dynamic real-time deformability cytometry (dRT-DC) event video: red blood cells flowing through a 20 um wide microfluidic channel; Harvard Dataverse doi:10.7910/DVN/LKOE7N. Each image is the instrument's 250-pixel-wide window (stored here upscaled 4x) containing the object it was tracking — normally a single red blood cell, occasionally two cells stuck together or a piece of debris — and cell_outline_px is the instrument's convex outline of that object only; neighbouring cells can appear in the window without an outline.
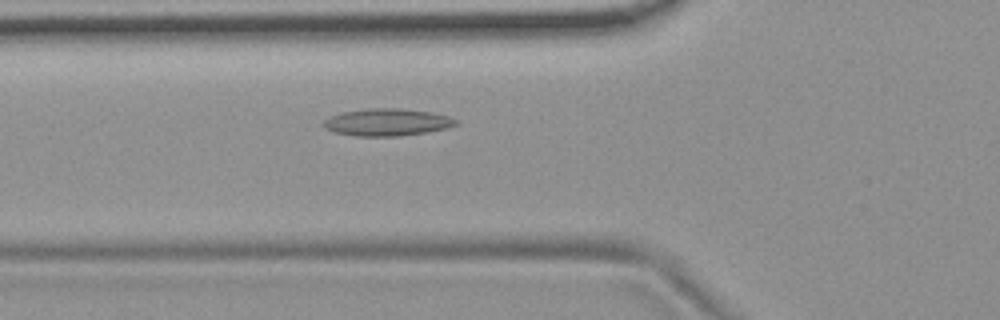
{"species": "common noctule bat (a hibernating species)", "species_latin": "Nyctalus noctula", "temperature_condition": "room temperature", "stored_images_in_passage": 38, "camera_frame_rate_fps": 3000, "um_per_image_px": 0.085, "animal": {"sex": "female", "body_mass_g": 19.9}, "frame": {"image": 1, "passage_image": 3, "time_ms": 0.667, "image_size_px": [1000, 320], "cell_outline_px": [[456, 124], [448, 128], [424, 132], [396, 136], [356, 136], [336, 132], [324, 128], [324, 120], [332, 116], [344, 112], [368, 108], [400, 108], [432, 112], [448, 116], [456, 120]], "centroid_in_image_um": [32.91, 10.38], "position_along_channel_um": 92.9, "area_um2": 20.69}}
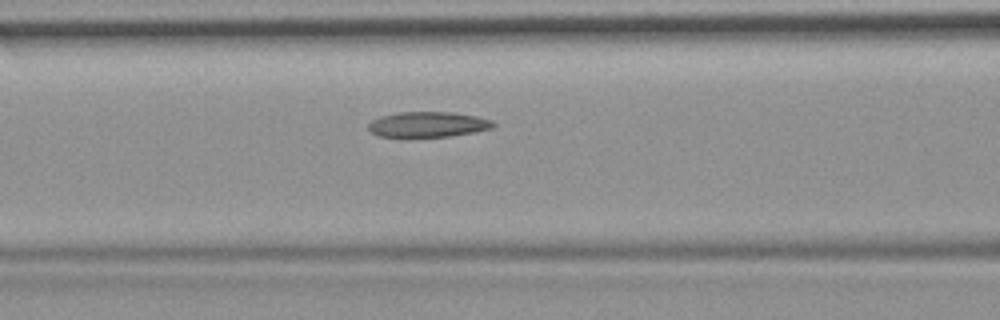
{"frame": {"image": 2, "passage_image": 6, "time_ms": 1.667, "image_size_px": [1000, 320], "cell_outline_px": [[496, 124], [492, 128], [472, 132], [448, 136], [408, 140], [404, 140], [380, 136], [372, 132], [368, 128], [368, 124], [372, 120], [380, 116], [396, 112], [452, 112], [476, 116], [492, 120]], "centroid_in_image_um": [36.29, 10.62], "position_along_channel_um": 130.3, "area_um2": 19.25}}
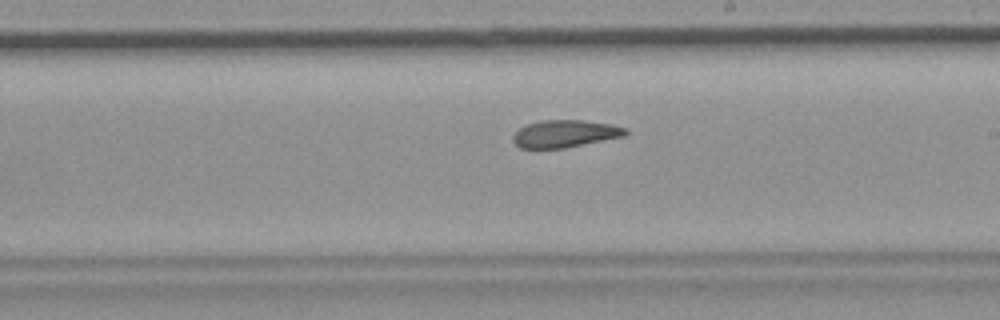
{"frame": {"image": 3, "passage_image": 15, "time_ms": 4.667, "image_size_px": [1000, 320], "cell_outline_px": [[628, 132], [624, 136], [564, 148], [520, 148], [512, 140], [512, 136], [520, 128], [528, 124], [540, 120], [584, 120], [612, 124], [628, 128]], "centroid_in_image_um": [48.04, 11.35], "position_along_channel_um": 241.0, "area_um2": 17.92}, "authors_computed_cell_mechanics": {"area_um2": 18.785, "velocity_mm_per_s": 3.7043, "shape_relaxation_time_tau1_ms": null, "shape_relaxation_time_tau2_ms": 3.3829, "deformation_change_tau1": null, "deformation_change_tau2": 0.1069}}